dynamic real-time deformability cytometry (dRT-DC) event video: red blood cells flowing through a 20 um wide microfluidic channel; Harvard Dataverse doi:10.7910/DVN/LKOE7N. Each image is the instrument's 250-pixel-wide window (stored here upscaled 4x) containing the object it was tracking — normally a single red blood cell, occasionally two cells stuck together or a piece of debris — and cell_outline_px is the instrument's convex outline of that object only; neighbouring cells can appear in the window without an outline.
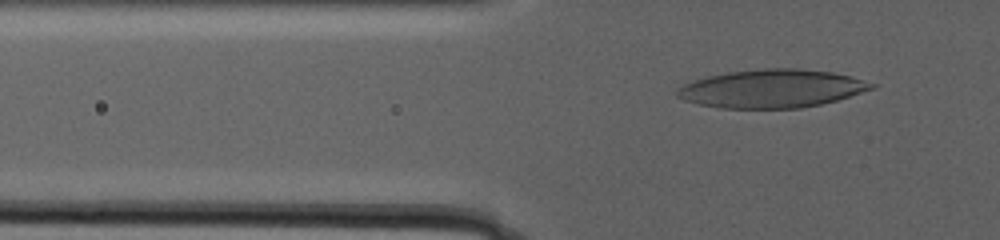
{"species": "human", "species_latin": "Homo sapiens", "temperature_condition": "warm", "stored_images_in_passage": 98, "camera_frame_rate_fps": 3000, "um_per_image_px": 0.085, "donor": {"sex": "male"}, "frame": {"image": 1, "passage_image": 42, "time_ms": 13.667, "image_size_px": [1000, 240], "cell_outline_px": [[876, 88], [836, 100], [820, 104], [800, 108], [720, 108], [700, 104], [684, 100], [676, 96], [676, 88], [684, 84], [708, 76], [728, 72], [764, 68], [796, 68], [832, 72], [852, 76], [876, 84]], "centroid_in_image_um": [65.61, 7.53], "position_along_channel_um": 60.2, "area_um2": 43.23}}
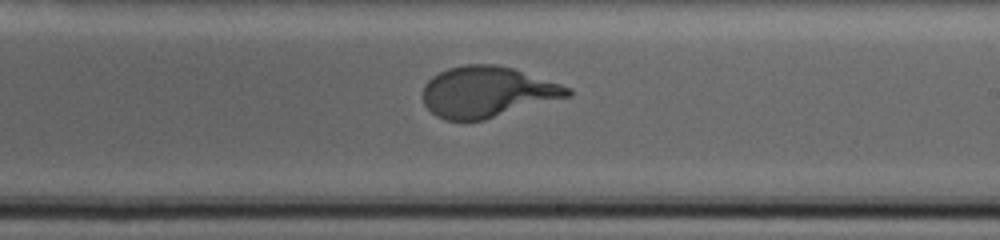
{"frame": {"image": 2, "passage_image": 73, "time_ms": 24.0, "image_size_px": [1000, 240], "cell_outline_px": [[572, 96], [484, 120], [444, 120], [436, 116], [424, 104], [424, 84], [432, 76], [448, 68], [468, 64], [496, 64], [512, 68], [572, 88]], "centroid_in_image_um": [41.43, 7.82], "position_along_channel_um": 247.6, "area_um2": 42.83}}
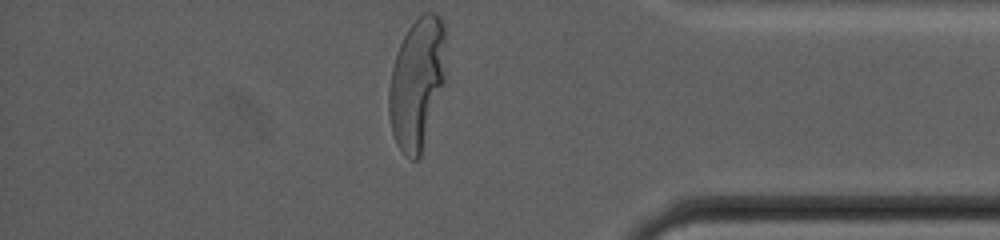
{"frame": {"image": 3, "passage_image": 98, "time_ms": 32.333, "image_size_px": [1000, 240], "cell_outline_px": [[444, 80], [420, 156], [416, 160], [412, 160], [404, 156], [396, 144], [392, 132], [388, 116], [388, 88], [392, 68], [400, 44], [408, 28], [424, 12], [436, 12], [440, 16], [444, 24]], "centroid_in_image_um": [35.41, 7.08], "position_along_channel_um": 399.8, "area_um2": 43.12}}